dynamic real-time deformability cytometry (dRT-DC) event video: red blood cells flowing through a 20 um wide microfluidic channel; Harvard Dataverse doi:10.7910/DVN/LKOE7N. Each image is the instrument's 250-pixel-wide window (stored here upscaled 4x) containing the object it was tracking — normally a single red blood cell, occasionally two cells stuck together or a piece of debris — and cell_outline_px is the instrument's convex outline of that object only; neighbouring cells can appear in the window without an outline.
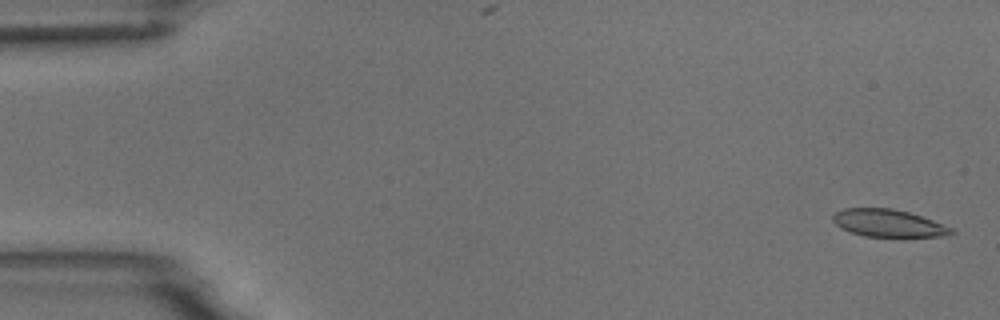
{"species": "common noctule bat (a hibernating species)", "species_latin": "Nyctalus noctula", "temperature_condition": "room temperature", "stored_images_in_passage": 5, "camera_frame_rate_fps": 3000, "um_per_image_px": 0.085, "animal": {"sex": "male", "body_mass_g": 18.8}, "frame": {"image": 1, "passage_image": 1, "time_ms": 0.0, "image_size_px": [1000, 320], "cell_outline_px": [[956, 232], [940, 236], [904, 240], [864, 236], [848, 232], [840, 228], [832, 220], [832, 216], [836, 212], [844, 208], [892, 208], [908, 212], [932, 220], [952, 228]], "centroid_in_image_um": [75.51, 19.03], "position_along_channel_um": 9.5, "area_um2": 19.83}}
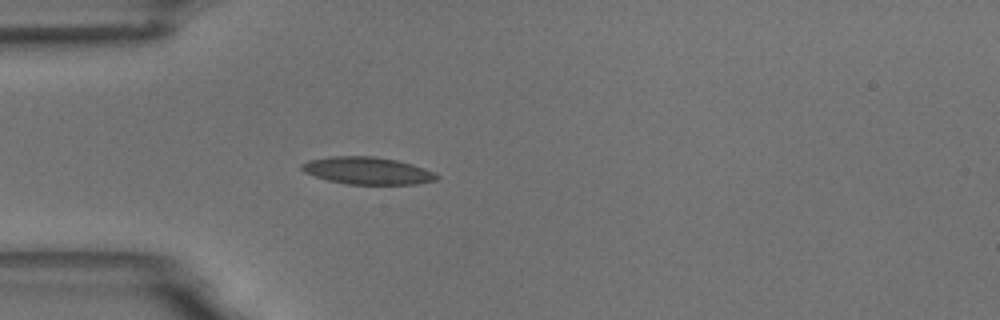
{"frame": {"image": 2, "passage_image": 5, "time_ms": 4.667, "image_size_px": [1000, 320], "cell_outline_px": [[440, 176], [436, 180], [416, 184], [348, 184], [328, 180], [304, 172], [300, 168], [300, 164], [308, 160], [328, 156], [376, 156], [396, 160], [412, 164], [424, 168]], "centroid_in_image_um": [31.2, 14.5], "position_along_channel_um": 53.8, "area_um2": 21.44}}